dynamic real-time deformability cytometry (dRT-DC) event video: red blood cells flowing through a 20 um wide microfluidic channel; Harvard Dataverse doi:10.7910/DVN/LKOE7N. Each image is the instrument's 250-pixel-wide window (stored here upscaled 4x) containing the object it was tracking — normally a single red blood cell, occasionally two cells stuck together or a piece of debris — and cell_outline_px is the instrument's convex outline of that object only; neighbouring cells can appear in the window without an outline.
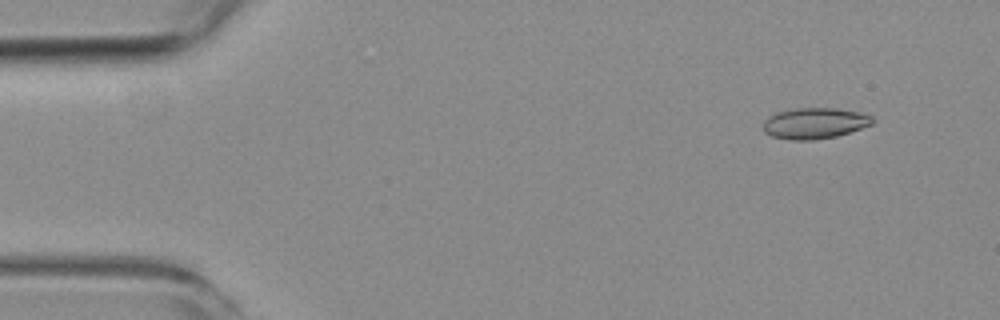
{"species": "common noctule bat (a hibernating species)", "species_latin": "Nyctalus noctula", "temperature_condition": "room temperature", "stored_images_in_passage": 4, "camera_frame_rate_fps": 3000, "um_per_image_px": 0.085, "animal": {"sex": "female", "body_mass_g": 19.3, "forearm_length_mm": 54.1}, "frame": {"image": 1, "passage_image": 2, "time_ms": 1.0, "image_size_px": [1000, 320], "cell_outline_px": [[872, 124], [836, 136], [812, 140], [788, 140], [772, 136], [764, 132], [764, 120], [768, 116], [776, 112], [792, 108], [836, 108], [856, 112], [872, 116]], "centroid_in_image_um": [69.18, 10.47], "position_along_channel_um": 15.8, "area_um2": 19.59}}
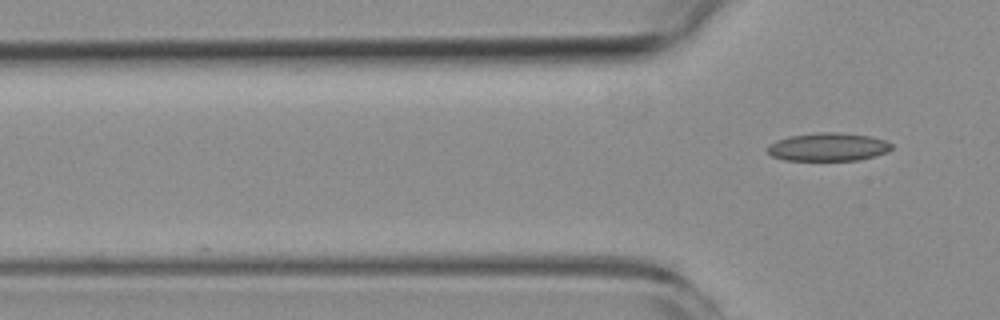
{"frame": {"image": 2, "passage_image": 4, "time_ms": 4.667, "image_size_px": [1000, 320], "cell_outline_px": [[892, 148], [888, 152], [860, 160], [784, 160], [772, 156], [768, 152], [768, 144], [776, 140], [788, 136], [820, 132], [836, 132], [868, 136], [884, 140], [892, 144]], "centroid_in_image_um": [70.37, 12.49], "position_along_channel_um": 55.4, "area_um2": 20.35}}